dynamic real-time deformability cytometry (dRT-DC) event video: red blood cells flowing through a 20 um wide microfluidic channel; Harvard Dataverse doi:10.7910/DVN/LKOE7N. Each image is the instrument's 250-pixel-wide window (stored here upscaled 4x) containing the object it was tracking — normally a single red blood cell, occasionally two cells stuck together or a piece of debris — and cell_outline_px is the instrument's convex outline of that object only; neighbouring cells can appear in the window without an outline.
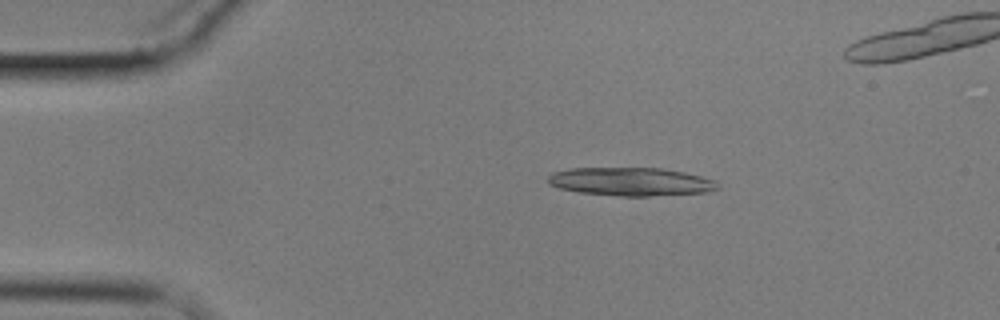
{"species": "common noctule bat (a hibernating species)", "species_latin": "Nyctalus noctula", "temperature_condition": "cold", "stored_images_in_passage": 5, "camera_frame_rate_fps": 3000, "um_per_image_px": 0.085, "animal": {"sex": "male", "body_mass_g": 17.9}, "frame": {"image": 1, "passage_image": 2, "time_ms": 1.333, "image_size_px": [1000, 320], "cell_outline_px": [[720, 188], [704, 192], [648, 196], [620, 196], [580, 192], [560, 188], [548, 184], [548, 176], [552, 172], [568, 168], [660, 168], [684, 172], [716, 180], [720, 184]], "centroid_in_image_um": [53.62, 15.43], "position_along_channel_um": 31.4, "area_um2": 27.98}}